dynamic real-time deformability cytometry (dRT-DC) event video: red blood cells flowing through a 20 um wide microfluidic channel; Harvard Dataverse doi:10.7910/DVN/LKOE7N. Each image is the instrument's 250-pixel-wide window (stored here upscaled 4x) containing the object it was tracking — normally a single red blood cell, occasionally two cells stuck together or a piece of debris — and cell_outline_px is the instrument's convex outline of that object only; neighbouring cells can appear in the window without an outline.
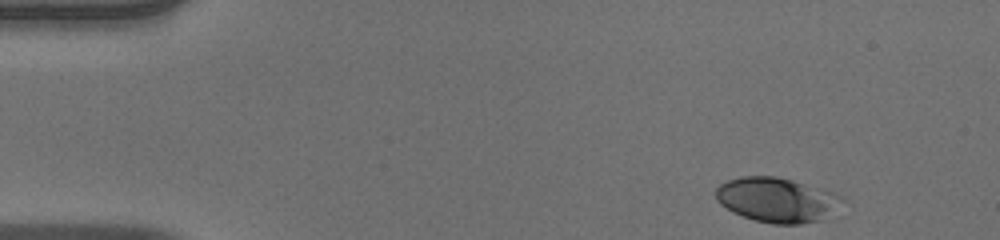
{"species": "human", "species_latin": "Homo sapiens", "temperature_condition": "warm", "stored_images_in_passage": 47, "camera_frame_rate_fps": 3000, "um_per_image_px": 0.085, "donor": {"sex": "male"}, "frame": {"image": 1, "passage_image": 1, "time_ms": 0.0, "image_size_px": [1000, 240], "cell_outline_px": [[844, 200], [820, 220], [800, 224], [772, 224], [756, 220], [732, 212], [720, 204], [716, 200], [716, 188], [720, 184], [728, 180], [740, 176], [776, 176], [792, 180], [832, 192], [840, 196]], "centroid_in_image_um": [65.96, 16.98], "position_along_channel_um": 19.0, "area_um2": 32.43}}
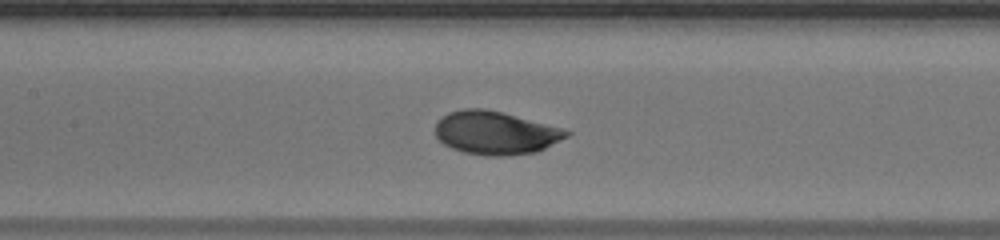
{"frame": {"image": 2, "passage_image": 20, "time_ms": 6.333, "image_size_px": [1000, 240], "cell_outline_px": [[572, 132], [568, 136], [536, 152], [508, 156], [488, 156], [464, 152], [452, 148], [444, 144], [436, 136], [436, 120], [440, 116], [448, 112], [464, 108], [484, 108], [500, 112], [560, 128]], "centroid_in_image_um": [42.06, 11.29], "position_along_channel_um": 165.3, "area_um2": 32.77}}
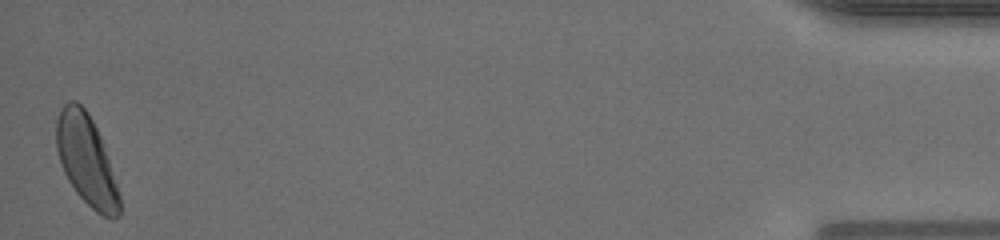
{"frame": {"image": 3, "passage_image": 47, "time_ms": 15.333, "image_size_px": [1000, 240], "cell_outline_px": [[120, 216], [112, 220], [96, 212], [76, 192], [68, 180], [60, 164], [56, 148], [56, 120], [60, 108], [68, 100], [76, 100], [88, 112], [100, 136], [120, 196]], "centroid_in_image_um": [7.32, 13.6], "position_along_channel_um": 427.9, "area_um2": 32.95}, "authors_computed_cell_mechanics": {"area_um2": 32.368, "velocity_mm_per_s": 3.9378, "shape_relaxation_time_tau1_ms": 2.6447, "shape_relaxation_time_tau2_ms": null, "deformation_change_tau1": 0.1222, "deformation_change_tau2": null}}